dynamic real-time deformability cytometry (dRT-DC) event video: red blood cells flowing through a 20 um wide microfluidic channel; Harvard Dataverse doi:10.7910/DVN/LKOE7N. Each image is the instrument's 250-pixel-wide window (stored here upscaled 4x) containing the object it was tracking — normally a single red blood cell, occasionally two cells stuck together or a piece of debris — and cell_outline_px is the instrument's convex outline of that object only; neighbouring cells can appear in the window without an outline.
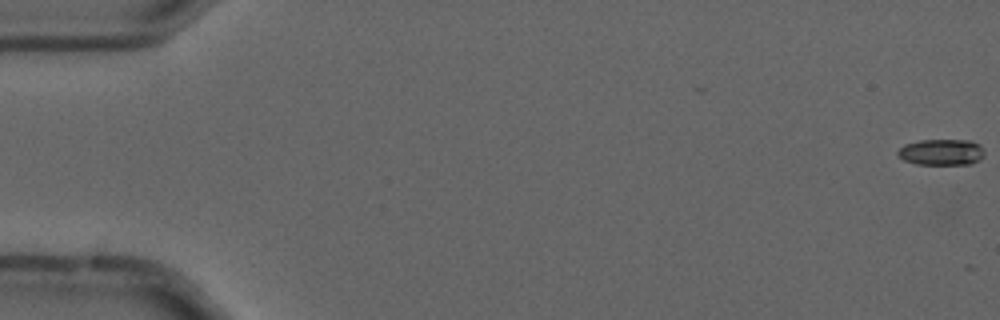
{"species": "common noctule bat (a hibernating species)", "species_latin": "Nyctalus noctula", "temperature_condition": "cold", "stored_images_in_passage": 19, "camera_frame_rate_fps": 3000, "um_per_image_px": 0.085, "animal": {"sex": "male", "forearm_length_mm": 52.5}, "frame": {"image": 1, "passage_image": 1, "time_ms": 0.0, "image_size_px": [1000, 320], "cell_outline_px": [[984, 156], [980, 160], [972, 164], [916, 164], [904, 160], [896, 152], [904, 144], [920, 140], [968, 140], [980, 144], [984, 152]], "centroid_in_image_um": [80.05, 12.93], "position_along_channel_um": 5.0, "area_um2": 13.24}}